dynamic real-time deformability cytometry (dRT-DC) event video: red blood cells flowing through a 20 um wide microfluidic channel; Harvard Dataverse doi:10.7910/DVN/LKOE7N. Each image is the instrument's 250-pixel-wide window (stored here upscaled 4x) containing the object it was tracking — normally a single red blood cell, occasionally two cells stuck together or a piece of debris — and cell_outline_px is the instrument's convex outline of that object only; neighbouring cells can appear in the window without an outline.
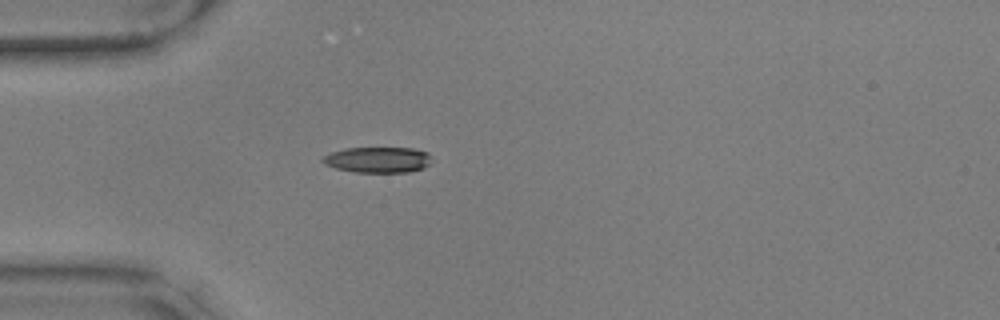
{"species": "common noctule bat (a hibernating species)", "species_latin": "Nyctalus noctula", "temperature_condition": "warm", "stored_images_in_passage": 7, "camera_frame_rate_fps": 3000, "um_per_image_px": 0.085, "animal": {"sex": "male", "body_mass_g": 17.9, "forearm_length_mm": 54.2}, "frame": {"image": 1, "passage_image": 1, "time_ms": 0.0, "image_size_px": [1000, 320], "cell_outline_px": [[432, 156], [428, 164], [420, 168], [408, 172], [352, 172], [336, 168], [324, 164], [320, 160], [324, 156], [332, 152], [344, 148], [412, 148], [428, 152]], "centroid_in_image_um": [32.09, 13.57], "position_along_channel_um": 52.9, "area_um2": 16.3}}